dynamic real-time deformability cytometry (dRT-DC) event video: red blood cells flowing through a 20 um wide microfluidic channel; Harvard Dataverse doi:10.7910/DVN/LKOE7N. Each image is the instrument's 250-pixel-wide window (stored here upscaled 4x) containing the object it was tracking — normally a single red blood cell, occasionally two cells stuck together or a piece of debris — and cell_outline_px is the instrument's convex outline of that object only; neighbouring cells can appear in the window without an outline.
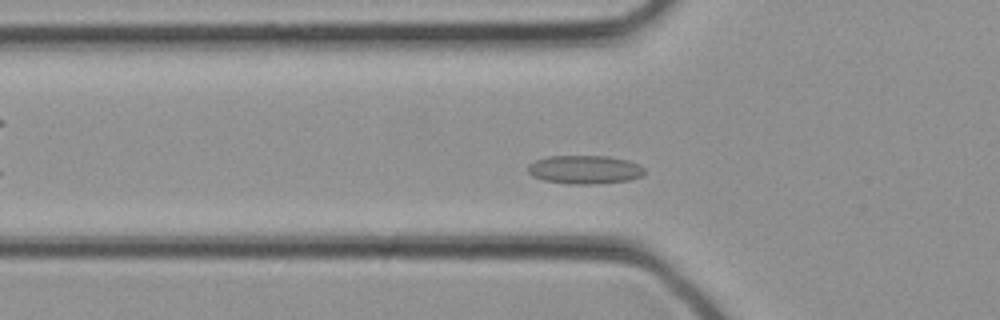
{"species": "common noctule bat (a hibernating species)", "species_latin": "Nyctalus noctula", "temperature_condition": "cold", "stored_images_in_passage": 28, "camera_frame_rate_fps": 3000, "um_per_image_px": 0.085, "animal": {"sex": "female", "body_mass_g": 21.9}, "frame": {"image": 1, "passage_image": 8, "time_ms": 2.333, "image_size_px": [1000, 320], "cell_outline_px": [[644, 172], [640, 176], [628, 180], [592, 184], [568, 184], [544, 180], [532, 176], [528, 172], [528, 164], [536, 160], [548, 156], [608, 156], [628, 160], [640, 164], [644, 168]], "centroid_in_image_um": [49.68, 14.41], "position_along_channel_um": 76.1, "area_um2": 19.36}}
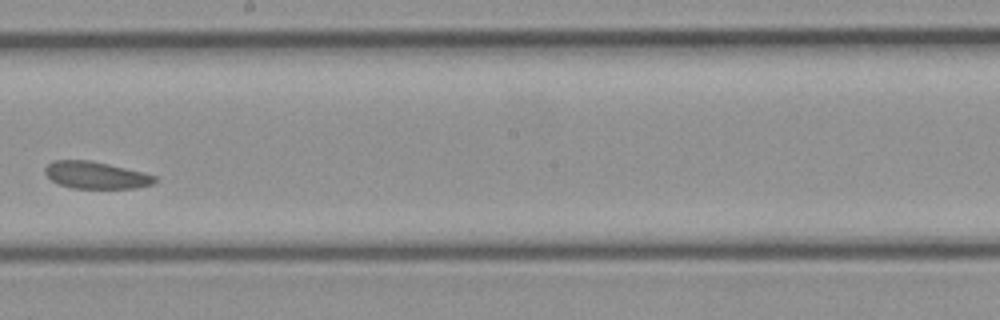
{"frame": {"image": 2, "passage_image": 16, "time_ms": 5.0, "image_size_px": [1000, 320], "cell_outline_px": [[156, 180], [152, 184], [136, 188], [72, 188], [60, 184], [52, 180], [44, 172], [44, 168], [52, 160], [88, 160], [108, 164], [144, 172], [156, 176]], "centroid_in_image_um": [8.15, 14.88], "position_along_channel_um": 240.1, "area_um2": 17.22}}
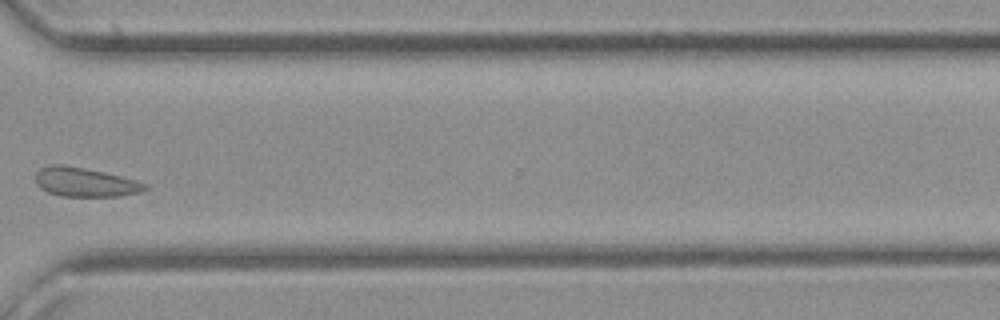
{"frame": {"image": 3, "passage_image": 22, "time_ms": 7.0, "image_size_px": [1000, 320], "cell_outline_px": [[148, 188], [140, 192], [120, 196], [60, 196], [48, 192], [40, 188], [36, 184], [36, 172], [40, 168], [52, 164], [60, 164], [84, 168], [120, 176], [136, 180], [148, 184]], "centroid_in_image_um": [7.21, 15.49], "position_along_channel_um": 363.4, "area_um2": 18.5}}